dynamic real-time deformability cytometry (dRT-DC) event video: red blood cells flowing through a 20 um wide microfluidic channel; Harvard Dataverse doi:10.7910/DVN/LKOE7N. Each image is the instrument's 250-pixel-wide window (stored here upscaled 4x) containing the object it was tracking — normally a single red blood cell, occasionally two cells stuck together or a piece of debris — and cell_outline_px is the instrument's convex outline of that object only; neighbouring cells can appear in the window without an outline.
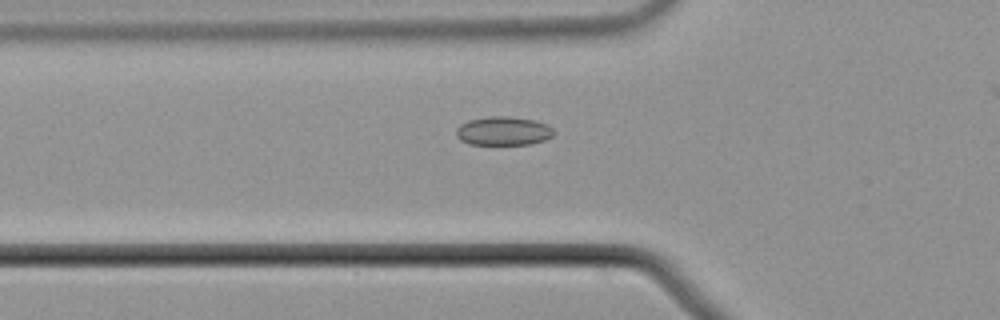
{"species": "common noctule bat (a hibernating species)", "species_latin": "Nyctalus noctula", "temperature_condition": "cold", "stored_images_in_passage": 35, "camera_frame_rate_fps": 3000, "um_per_image_px": 0.085, "animal": {"sex": "male", "body_mass_g": 21.5, "forearm_length_mm": 52.0}, "frame": {"image": 1, "passage_image": 5, "time_ms": 1.333, "image_size_px": [1000, 320], "cell_outline_px": [[556, 132], [552, 136], [544, 140], [532, 144], [468, 144], [460, 140], [456, 136], [456, 128], [460, 124], [468, 120], [488, 116], [508, 116], [536, 120], [548, 124]], "centroid_in_image_um": [42.79, 11.12], "position_along_channel_um": 83.0, "area_um2": 16.59}}
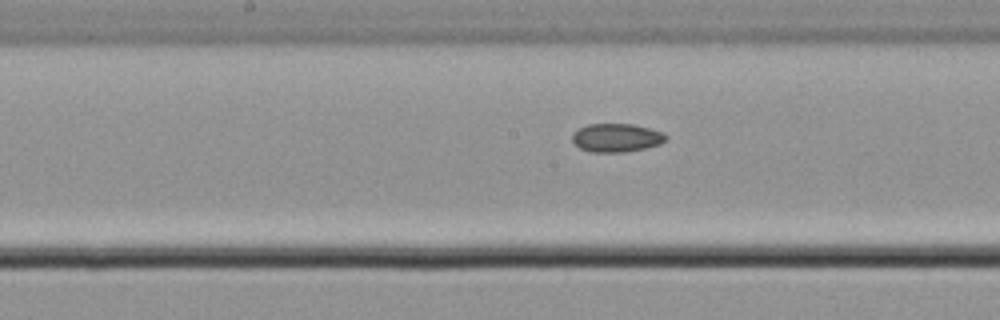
{"frame": {"image": 2, "passage_image": 14, "time_ms": 4.333, "image_size_px": [1000, 320], "cell_outline_px": [[668, 136], [660, 144], [644, 148], [624, 152], [592, 152], [580, 148], [572, 140], [572, 132], [588, 124], [632, 124], [664, 132]], "centroid_in_image_um": [52.39, 11.7], "position_along_channel_um": 195.8, "area_um2": 15.43}}
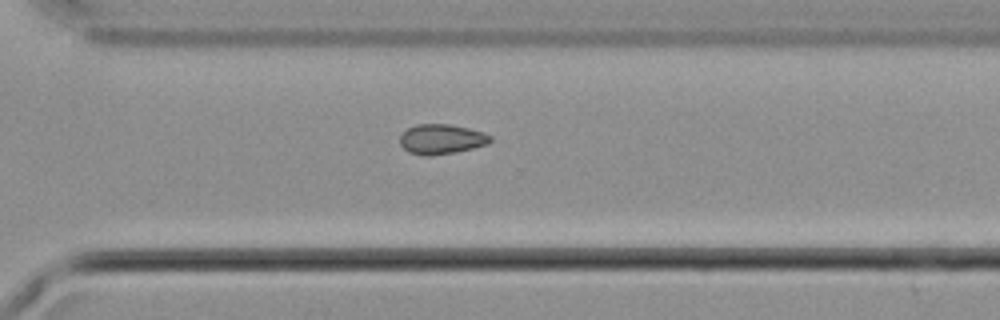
{"frame": {"image": 3, "passage_image": 25, "time_ms": 8.0, "image_size_px": [1000, 320], "cell_outline_px": [[492, 140], [488, 144], [456, 152], [428, 156], [408, 152], [400, 144], [400, 136], [408, 128], [416, 124], [448, 124], [468, 128], [484, 132], [492, 136]], "centroid_in_image_um": [37.54, 11.82], "position_along_channel_um": 333.1, "area_um2": 15.72}}